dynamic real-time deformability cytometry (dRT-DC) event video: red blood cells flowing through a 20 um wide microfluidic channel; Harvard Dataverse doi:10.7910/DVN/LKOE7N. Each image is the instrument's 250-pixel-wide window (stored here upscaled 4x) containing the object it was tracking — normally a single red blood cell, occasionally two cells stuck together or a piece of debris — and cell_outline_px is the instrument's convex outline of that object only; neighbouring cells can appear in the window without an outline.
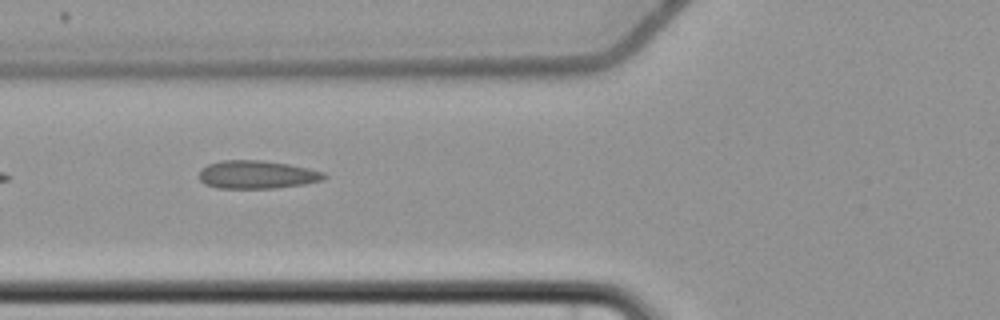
{"species": "common noctule bat (a hibernating species)", "species_latin": "Nyctalus noctula", "temperature_condition": "cold", "stored_images_in_passage": 8, "camera_frame_rate_fps": 3000, "um_per_image_px": 0.085, "animal": {"sex": "female", "body_mass_g": 22.7, "forearm_length_mm": 54.2}, "frame": {"image": 1, "passage_image": 6, "time_ms": 6.667, "image_size_px": [1000, 320], "cell_outline_px": [[328, 176], [324, 180], [304, 184], [276, 188], [216, 188], [204, 184], [200, 180], [200, 168], [208, 164], [224, 160], [264, 160], [288, 164], [308, 168], [324, 172]], "centroid_in_image_um": [21.85, 14.84], "position_along_channel_um": 104.0, "area_um2": 20.63}}
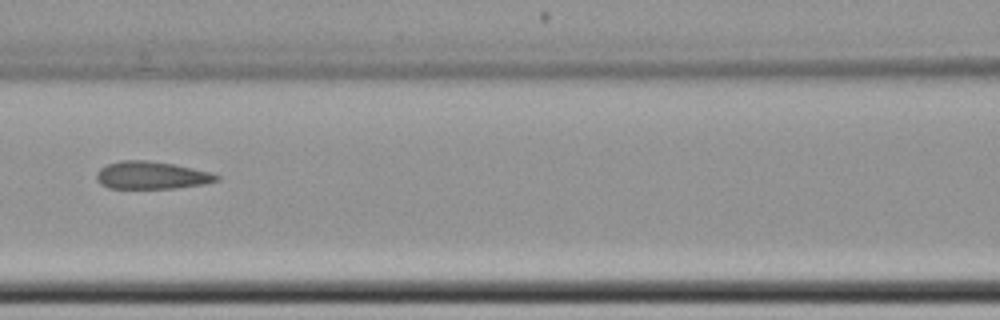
{"frame": {"image": 2, "passage_image": 7, "time_ms": 8.0, "image_size_px": [1000, 320], "cell_outline_px": [[220, 180], [204, 184], [176, 188], [108, 188], [100, 184], [96, 180], [96, 172], [100, 168], [108, 164], [120, 160], [148, 160], [172, 164], [212, 172], [220, 176]], "centroid_in_image_um": [12.87, 14.9], "position_along_channel_um": 153.7, "area_um2": 19.42}}
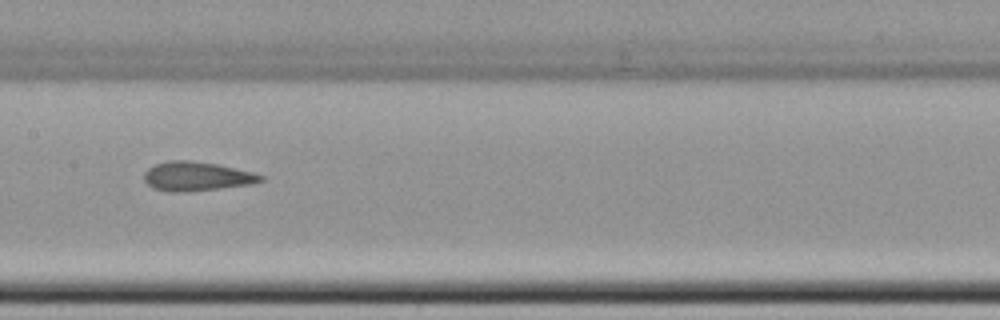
{"frame": {"image": 3, "passage_image": 8, "time_ms": 9.0, "image_size_px": [1000, 320], "cell_outline_px": [[264, 180], [252, 184], [188, 192], [168, 192], [152, 188], [144, 180], [144, 172], [148, 168], [156, 164], [168, 160], [192, 160], [216, 164], [252, 172], [264, 176]], "centroid_in_image_um": [16.69, 14.99], "position_along_channel_um": 190.7, "area_um2": 19.88}}